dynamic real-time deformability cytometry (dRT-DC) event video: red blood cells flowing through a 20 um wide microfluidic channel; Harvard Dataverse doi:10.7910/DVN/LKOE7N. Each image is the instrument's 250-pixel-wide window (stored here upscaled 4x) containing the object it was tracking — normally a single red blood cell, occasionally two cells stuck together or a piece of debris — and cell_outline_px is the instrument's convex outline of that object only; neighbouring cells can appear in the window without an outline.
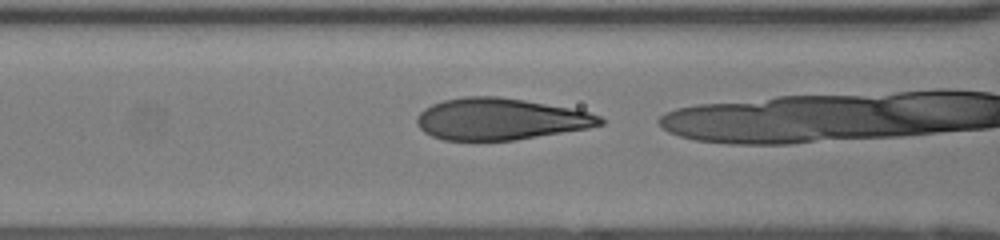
{"species": "human", "species_latin": "Homo sapiens", "temperature_condition": "room temperature", "stored_images_in_passage": 24, "camera_frame_rate_fps": 3000, "um_per_image_px": 0.085, "donor": {"sex": "female"}, "frame": {"image": 1, "passage_image": 5, "time_ms": 1.333, "image_size_px": [1000, 240], "cell_outline_px": [[604, 124], [588, 128], [516, 140], [444, 140], [432, 136], [424, 132], [416, 124], [416, 116], [424, 108], [432, 104], [444, 100], [464, 96], [496, 96], [524, 100], [568, 108], [588, 112], [600, 116], [604, 120]], "centroid_in_image_um": [42.49, 10.12], "position_along_channel_um": 124.1, "area_um2": 44.33}}
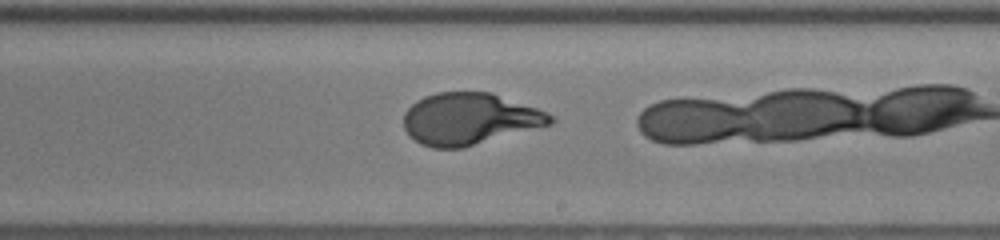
{"frame": {"image": 2, "passage_image": 14, "time_ms": 4.333, "image_size_px": [1000, 240], "cell_outline_px": [[556, 120], [552, 124], [464, 148], [432, 148], [420, 144], [408, 136], [404, 128], [404, 112], [416, 100], [424, 96], [436, 92], [492, 92], [536, 108], [552, 116]], "centroid_in_image_um": [39.87, 10.11], "position_along_channel_um": 249.1, "area_um2": 44.45}}
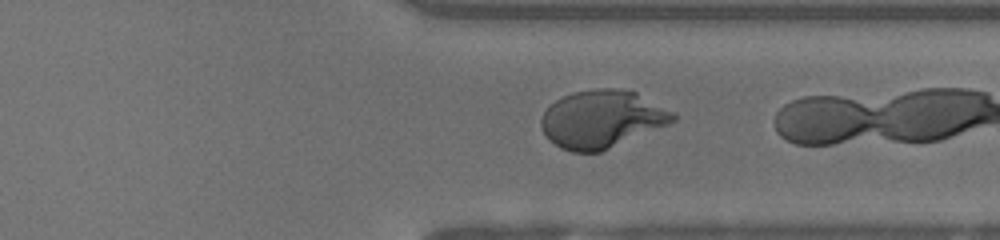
{"frame": {"image": 3, "passage_image": 22, "time_ms": 7.0, "image_size_px": [1000, 240], "cell_outline_px": [[676, 120], [668, 124], [600, 152], [572, 152], [560, 148], [548, 140], [540, 124], [540, 120], [544, 112], [556, 100], [572, 92], [596, 88], [612, 88], [636, 92], [672, 112], [676, 116]], "centroid_in_image_um": [51.12, 10.13], "position_along_channel_um": 360.3, "area_um2": 43.87}}